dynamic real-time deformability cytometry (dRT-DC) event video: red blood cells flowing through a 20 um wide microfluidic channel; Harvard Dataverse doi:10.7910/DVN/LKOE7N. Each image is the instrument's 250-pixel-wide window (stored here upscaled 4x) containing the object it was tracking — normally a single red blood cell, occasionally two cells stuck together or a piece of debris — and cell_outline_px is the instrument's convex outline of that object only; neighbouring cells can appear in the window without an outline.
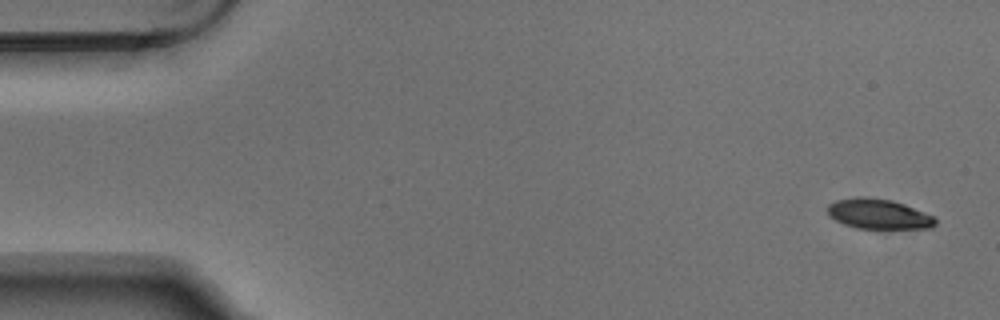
{"species": "Egyptian fruit bat (a non-hibernating species)", "species_latin": "Rousettus aegyptiacus", "temperature_condition": "warm", "stored_images_in_passage": 5, "camera_frame_rate_fps": 3000, "um_per_image_px": 0.085, "animal": {"sex": "male"}, "frame": {"image": 1, "passage_image": 1, "time_ms": 0.0, "image_size_px": [1000, 320], "cell_outline_px": [[936, 224], [932, 228], [856, 228], [844, 224], [828, 216], [828, 204], [836, 200], [856, 196], [864, 196], [892, 200], [904, 204], [924, 212], [932, 216], [936, 220]], "centroid_in_image_um": [74.65, 18.18], "position_along_channel_um": 10.4, "area_um2": 18.84}}
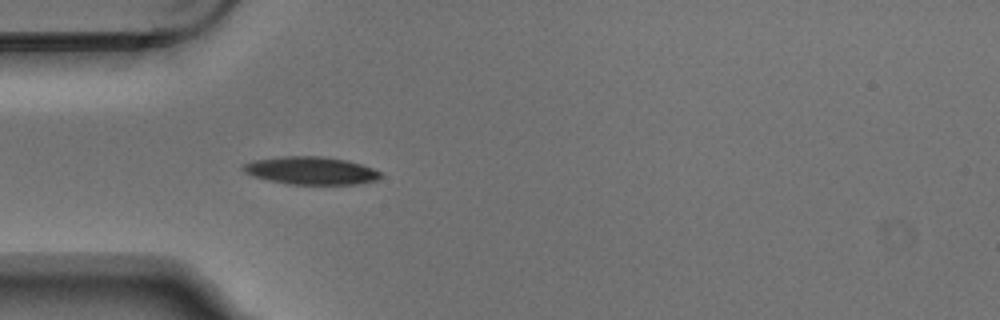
{"frame": {"image": 2, "passage_image": 5, "time_ms": 1.333, "image_size_px": [1000, 320], "cell_outline_px": [[380, 176], [376, 180], [356, 184], [288, 184], [252, 176], [244, 172], [240, 168], [244, 164], [252, 160], [280, 156], [324, 156], [348, 160], [372, 168], [380, 172]], "centroid_in_image_um": [26.38, 14.49], "position_along_channel_um": 58.6, "area_um2": 22.25}}